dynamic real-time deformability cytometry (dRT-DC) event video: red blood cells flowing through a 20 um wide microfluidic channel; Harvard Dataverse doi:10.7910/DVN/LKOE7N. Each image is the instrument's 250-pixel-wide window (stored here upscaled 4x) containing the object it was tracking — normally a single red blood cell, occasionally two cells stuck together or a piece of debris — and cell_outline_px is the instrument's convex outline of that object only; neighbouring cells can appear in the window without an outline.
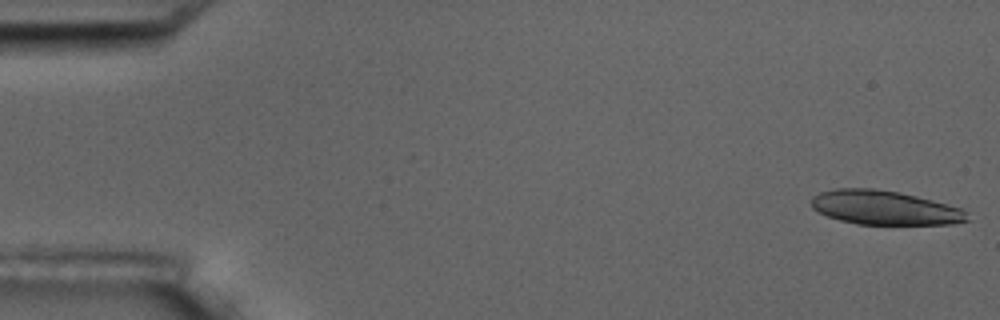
{"species": "common noctule bat (a hibernating species)", "species_latin": "Nyctalus noctula", "temperature_condition": "room temperature", "stored_images_in_passage": 5, "segment_of_instrument_passage": [1, 2], "camera_frame_rate_fps": 3000, "um_per_image_px": 0.085, "animal": {"sex": "male", "body_mass_g": 17.5, "forearm_length_mm": 52.3}, "frame": {"image": 1, "passage_image": 1, "time_ms": 0.0, "image_size_px": [1000, 320], "cell_outline_px": [[968, 220], [952, 224], [856, 224], [840, 220], [828, 216], [812, 208], [812, 196], [820, 192], [836, 188], [872, 188], [900, 192], [916, 196], [960, 208], [968, 212]], "centroid_in_image_um": [75.17, 17.65], "position_along_channel_um": 9.8, "area_um2": 30.81}}